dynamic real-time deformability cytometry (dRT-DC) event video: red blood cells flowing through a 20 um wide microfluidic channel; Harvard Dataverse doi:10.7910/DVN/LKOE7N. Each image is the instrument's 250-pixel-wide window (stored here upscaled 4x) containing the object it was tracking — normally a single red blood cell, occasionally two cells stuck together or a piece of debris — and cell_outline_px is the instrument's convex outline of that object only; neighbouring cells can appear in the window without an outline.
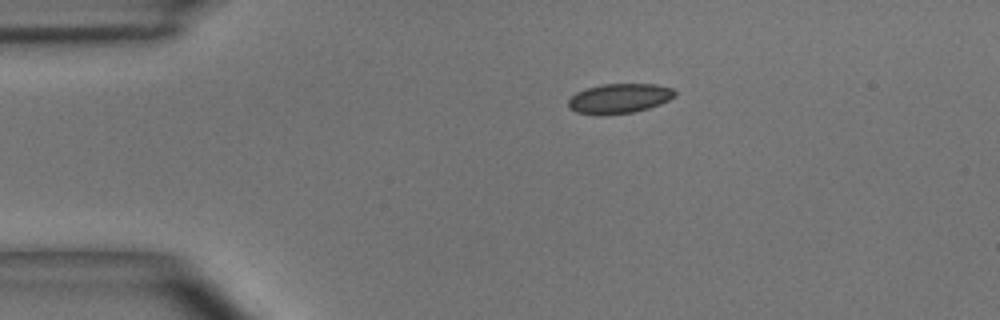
{"species": "common noctule bat (a hibernating species)", "species_latin": "Nyctalus noctula", "temperature_condition": "room temperature", "stored_images_in_passage": 40, "camera_frame_rate_fps": 3000, "um_per_image_px": 0.085, "animal": {"sex": "male", "body_mass_g": 15.6}, "frame": {"image": 1, "passage_image": 1, "time_ms": 0.0, "image_size_px": [1000, 320], "cell_outline_px": [[676, 96], [660, 104], [648, 108], [632, 112], [576, 112], [568, 108], [568, 100], [576, 92], [600, 84], [656, 84], [672, 88], [676, 92]], "centroid_in_image_um": [52.68, 8.32], "position_along_channel_um": 32.3, "area_um2": 17.8}}
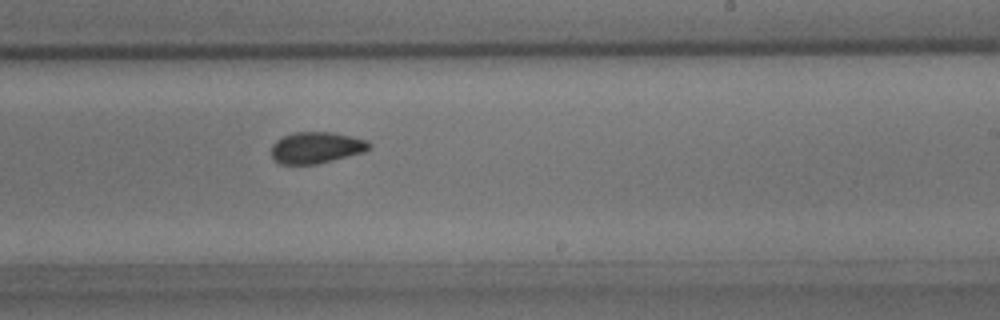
{"frame": {"image": 2, "passage_image": 21, "time_ms": 6.667, "image_size_px": [1000, 320], "cell_outline_px": [[372, 148], [364, 152], [316, 164], [280, 164], [272, 160], [272, 144], [276, 140], [292, 132], [332, 132], [352, 136], [368, 140], [372, 144]], "centroid_in_image_um": [26.9, 12.54], "position_along_channel_um": 262.1, "area_um2": 18.09}}
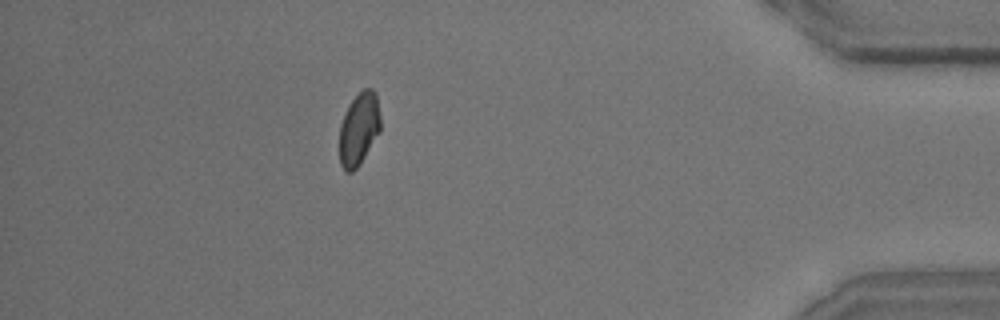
{"frame": {"image": 3, "passage_image": 35, "time_ms": 11.333, "image_size_px": [1000, 320], "cell_outline_px": [[380, 132], [360, 164], [352, 172], [344, 172], [340, 164], [340, 124], [352, 100], [364, 88], [372, 88], [376, 92], [380, 116]], "centroid_in_image_um": [30.52, 10.98], "position_along_channel_um": 404.7, "area_um2": 17.34}, "authors_computed_cell_mechanics": {"area_um2": 18.1492, "velocity_mm_per_s": 4.0558, "shape_relaxation_time_tau1_ms": 4.8826, "shape_relaxation_time_tau2_ms": 1.052, "deformation_change_tau1": 0.0807, "deformation_change_tau2": 0.0439}}